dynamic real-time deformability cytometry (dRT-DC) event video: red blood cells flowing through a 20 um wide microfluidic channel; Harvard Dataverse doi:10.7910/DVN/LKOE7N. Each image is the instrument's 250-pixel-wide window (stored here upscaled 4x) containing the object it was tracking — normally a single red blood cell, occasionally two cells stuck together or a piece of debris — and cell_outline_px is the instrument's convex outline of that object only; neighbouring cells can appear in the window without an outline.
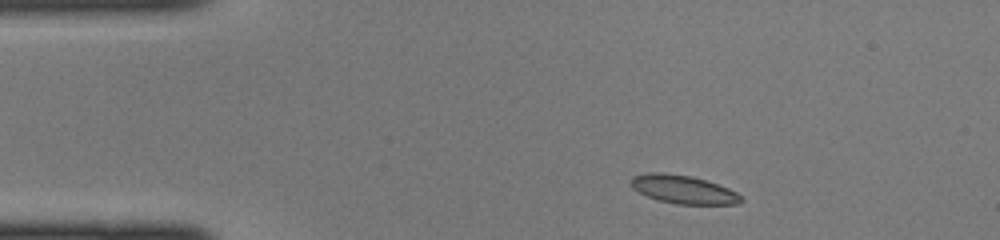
{"species": "common noctule bat (a hibernating species)", "species_latin": "Nyctalus noctula", "temperature_condition": "cold", "stored_images_in_passage": 38, "camera_frame_rate_fps": 3000, "um_per_image_px": 0.085, "animal": {"sex": "female", "body_mass_g": 22.0, "forearm_length_mm": 56.7}, "frame": {"image": 1, "passage_image": 1, "time_ms": 0.0, "image_size_px": [1000, 240], "cell_outline_px": [[744, 200], [740, 204], [676, 204], [660, 200], [648, 196], [632, 188], [628, 180], [632, 176], [648, 172], [664, 172], [692, 176], [708, 180], [728, 188], [736, 192]], "centroid_in_image_um": [58.07, 16.08], "position_along_channel_um": 26.9, "area_um2": 18.38}}
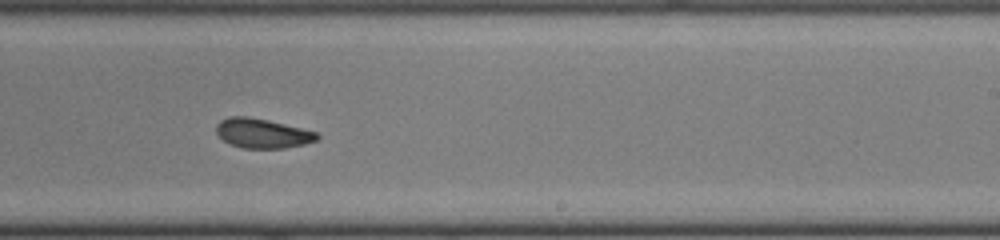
{"frame": {"image": 2, "passage_image": 21, "time_ms": 6.667, "image_size_px": [1000, 240], "cell_outline_px": [[320, 136], [316, 140], [304, 144], [284, 148], [240, 148], [228, 144], [216, 132], [216, 124], [220, 120], [228, 116], [248, 116], [268, 120], [316, 132]], "centroid_in_image_um": [22.25, 11.33], "position_along_channel_um": 266.7, "area_um2": 17.34}}
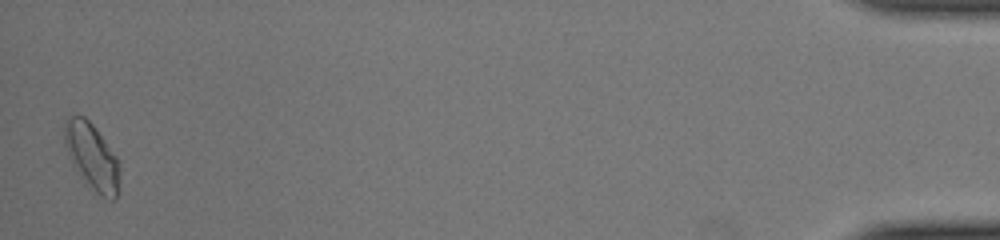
{"frame": {"image": 3, "passage_image": 38, "time_ms": 12.333, "image_size_px": [1000, 240], "cell_outline_px": [[120, 164], [116, 200], [108, 200], [84, 184], [76, 172], [64, 144], [64, 124], [68, 116], [84, 116], [92, 124], [116, 156]], "centroid_in_image_um": [7.8, 13.34], "position_along_channel_um": 427.4, "area_um2": 21.39}}